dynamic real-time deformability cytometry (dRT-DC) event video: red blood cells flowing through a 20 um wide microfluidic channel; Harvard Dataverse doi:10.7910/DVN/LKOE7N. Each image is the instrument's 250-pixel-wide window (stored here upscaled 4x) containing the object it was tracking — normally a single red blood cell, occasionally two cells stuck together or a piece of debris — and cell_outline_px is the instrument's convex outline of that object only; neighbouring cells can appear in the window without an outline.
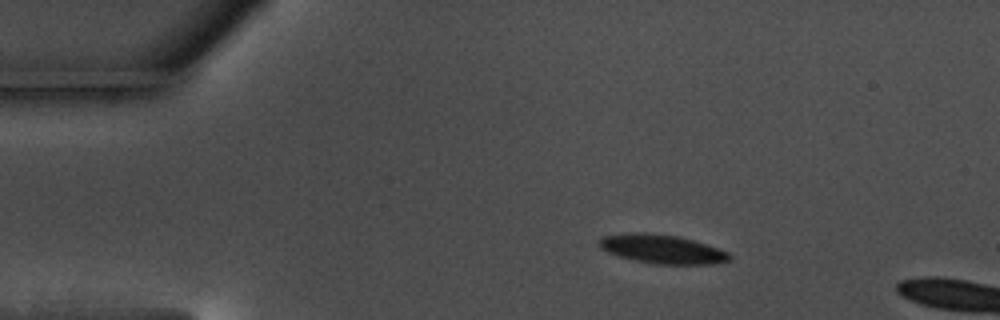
{"species": "common noctule bat (a hibernating species)", "species_latin": "Nyctalus noctula", "temperature_condition": "warm", "stored_images_in_passage": 8, "camera_frame_rate_fps": 3000, "um_per_image_px": 0.085, "animal": {"sex": "male", "body_mass_g": 17.5, "forearm_length_mm": 52.3}, "frame": {"image": 1, "passage_image": 1, "time_ms": 0.0, "image_size_px": [1000, 320], "cell_outline_px": [[732, 260], [708, 264], [660, 264], [636, 260], [620, 256], [608, 252], [600, 248], [596, 240], [604, 236], [636, 232], [644, 232], [680, 236], [728, 252], [732, 256]], "centroid_in_image_um": [56.26, 21.16], "position_along_channel_um": 28.7, "area_um2": 21.68}}